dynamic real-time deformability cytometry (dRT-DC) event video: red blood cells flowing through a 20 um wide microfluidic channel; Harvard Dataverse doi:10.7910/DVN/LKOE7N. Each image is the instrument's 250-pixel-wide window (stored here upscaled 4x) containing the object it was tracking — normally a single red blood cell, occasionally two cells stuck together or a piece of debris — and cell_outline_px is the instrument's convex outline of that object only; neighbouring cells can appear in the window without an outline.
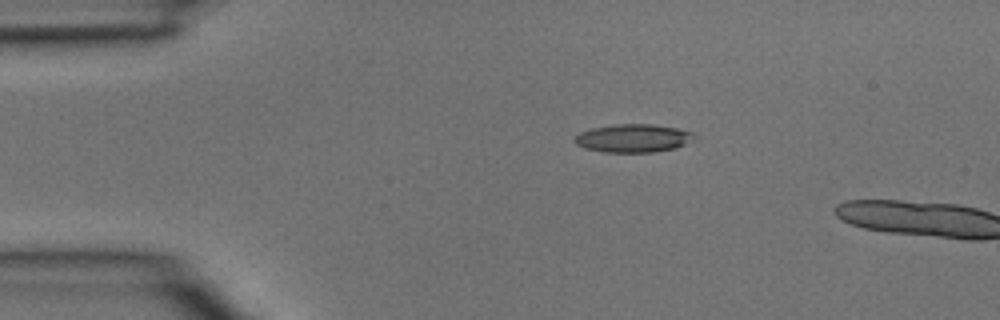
{"species": "common noctule bat (a hibernating species)", "species_latin": "Nyctalus noctula", "temperature_condition": "room temperature", "stored_images_in_passage": 2, "camera_frame_rate_fps": 3000, "um_per_image_px": 0.085, "animal": {"sex": "male", "body_mass_g": 15.6}, "frame": {"image": 1, "passage_image": 1, "time_ms": 0.0, "image_size_px": [1000, 320], "cell_outline_px": [[692, 132], [684, 144], [676, 148], [652, 152], [604, 152], [584, 148], [576, 144], [572, 140], [580, 132], [592, 128], [616, 124], [652, 124], [676, 128]], "centroid_in_image_um": [53.71, 11.75], "position_along_channel_um": 31.3, "area_um2": 19.25}}